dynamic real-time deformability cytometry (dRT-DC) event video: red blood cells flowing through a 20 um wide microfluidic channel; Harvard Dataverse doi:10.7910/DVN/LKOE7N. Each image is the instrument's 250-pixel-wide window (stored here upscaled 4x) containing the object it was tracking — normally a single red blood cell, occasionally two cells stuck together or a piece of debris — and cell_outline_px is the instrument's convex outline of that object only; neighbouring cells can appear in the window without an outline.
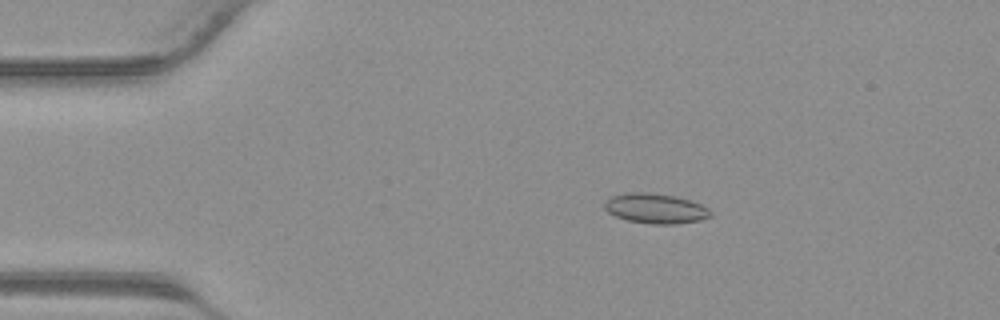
{"species": "common noctule bat (a hibernating species)", "species_latin": "Nyctalus noctula", "temperature_condition": "warm", "stored_images_in_passage": 41, "camera_frame_rate_fps": 3000, "um_per_image_px": 0.085, "animal": {"sex": "male", "body_mass_g": 23.1, "forearm_length_mm": 52.7}, "frame": {"image": 1, "passage_image": 8, "time_ms": 2.333, "image_size_px": [1000, 320], "cell_outline_px": [[712, 216], [700, 220], [676, 224], [652, 224], [628, 220], [616, 216], [608, 212], [604, 208], [604, 200], [612, 196], [628, 192], [648, 192], [672, 196], [692, 200], [708, 208], [712, 212]], "centroid_in_image_um": [55.72, 17.72], "position_along_channel_um": 29.3, "area_um2": 18.55}}
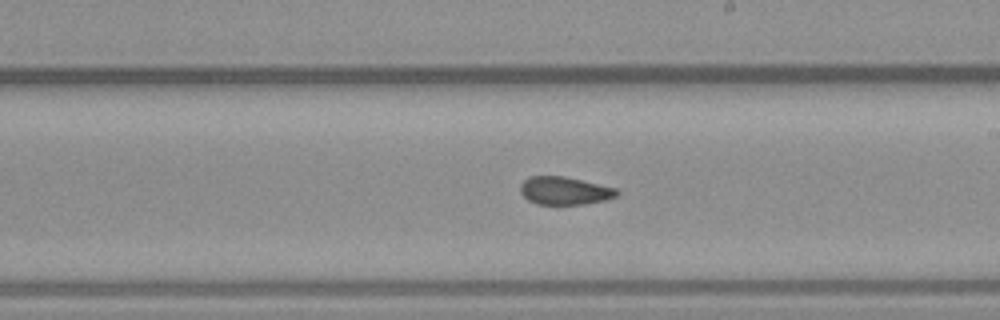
{"frame": {"image": 2, "passage_image": 24, "time_ms": 7.667, "image_size_px": [1000, 320], "cell_outline_px": [[620, 192], [616, 196], [604, 200], [584, 204], [536, 204], [528, 200], [520, 192], [520, 184], [528, 176], [564, 176], [616, 188]], "centroid_in_image_um": [47.96, 16.2], "position_along_channel_um": 241.0, "area_um2": 15.66}}
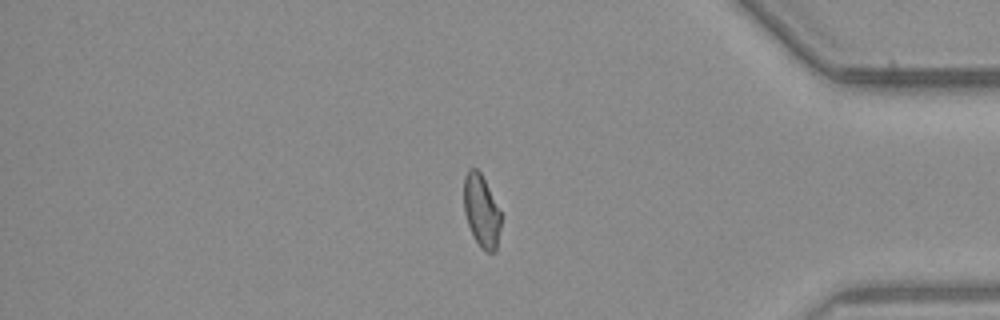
{"frame": {"image": 3, "passage_image": 35, "time_ms": 11.333, "image_size_px": [1000, 320], "cell_outline_px": [[500, 228], [496, 252], [484, 252], [480, 248], [472, 236], [464, 212], [464, 176], [468, 168], [476, 168], [480, 172], [500, 212]], "centroid_in_image_um": [40.9, 17.97], "position_along_channel_um": 394.3, "area_um2": 15.61}}